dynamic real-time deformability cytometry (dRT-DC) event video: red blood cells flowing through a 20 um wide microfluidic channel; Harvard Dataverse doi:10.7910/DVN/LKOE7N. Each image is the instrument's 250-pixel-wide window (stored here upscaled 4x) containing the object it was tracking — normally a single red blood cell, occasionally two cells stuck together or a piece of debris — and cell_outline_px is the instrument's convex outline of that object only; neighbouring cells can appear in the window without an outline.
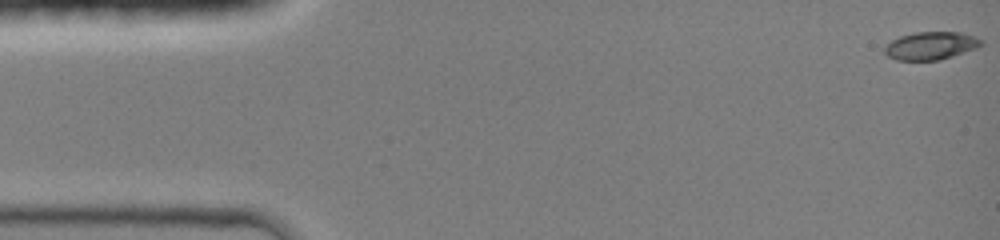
{"species": "common noctule bat (a hibernating species)", "species_latin": "Nyctalus noctula", "temperature_condition": "room temperature", "stored_images_in_passage": 46, "camera_frame_rate_fps": 3000, "um_per_image_px": 0.085, "animal": {"sex": "female", "body_mass_g": 19.0, "forearm_length_mm": 51.5}, "frame": {"image": 1, "passage_image": 1, "time_ms": 0.0, "image_size_px": [1000, 240], "cell_outline_px": [[984, 44], [976, 48], [940, 60], [896, 60], [888, 56], [884, 52], [884, 48], [892, 40], [900, 36], [916, 32], [960, 32], [984, 40]], "centroid_in_image_um": [79.13, 3.88], "position_along_channel_um": 5.9, "area_um2": 15.61}}
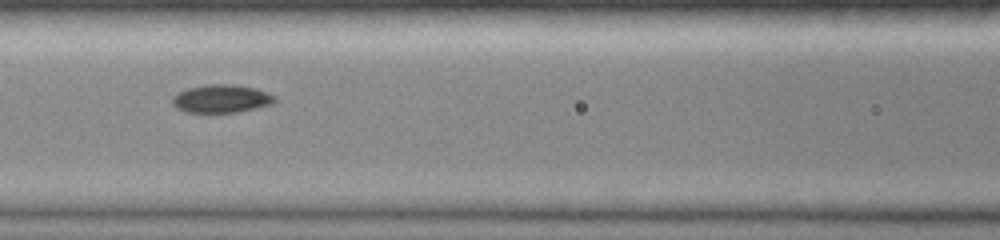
{"frame": {"image": 2, "passage_image": 20, "time_ms": 6.333, "image_size_px": [1000, 240], "cell_outline_px": [[276, 100], [272, 104], [256, 108], [236, 112], [184, 112], [176, 108], [172, 104], [172, 96], [176, 92], [188, 88], [208, 84], [236, 84], [256, 88], [276, 96]], "centroid_in_image_um": [18.79, 8.38], "position_along_channel_um": 147.8, "area_um2": 16.94}}
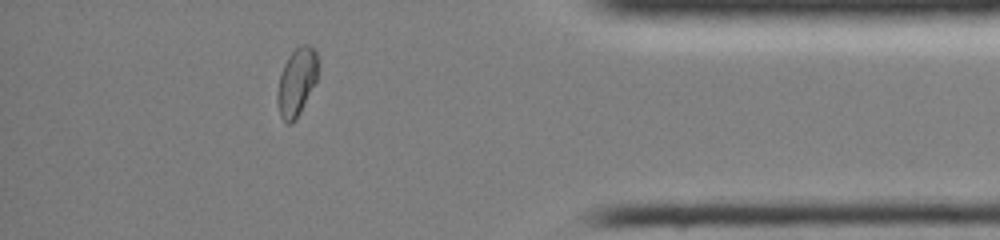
{"frame": {"image": 3, "passage_image": 40, "time_ms": 13.0, "image_size_px": [1000, 240], "cell_outline_px": [[320, 60], [316, 80], [296, 120], [292, 124], [288, 124], [280, 116], [276, 100], [276, 92], [280, 76], [284, 64], [288, 56], [300, 44], [308, 44], [316, 48]], "centroid_in_image_um": [25.23, 6.92], "position_along_channel_um": 410.0, "area_um2": 16.36}, "authors_computed_cell_mechanics": {"area_um2": 16.3574, "velocity_mm_per_s": 4.2461, "shape_relaxation_time_tau1_ms": 6.1182, "shape_relaxation_time_tau2_ms": 2.2873, "deformation_change_tau1": 0.1493, "deformation_change_tau2": 0.0353}}